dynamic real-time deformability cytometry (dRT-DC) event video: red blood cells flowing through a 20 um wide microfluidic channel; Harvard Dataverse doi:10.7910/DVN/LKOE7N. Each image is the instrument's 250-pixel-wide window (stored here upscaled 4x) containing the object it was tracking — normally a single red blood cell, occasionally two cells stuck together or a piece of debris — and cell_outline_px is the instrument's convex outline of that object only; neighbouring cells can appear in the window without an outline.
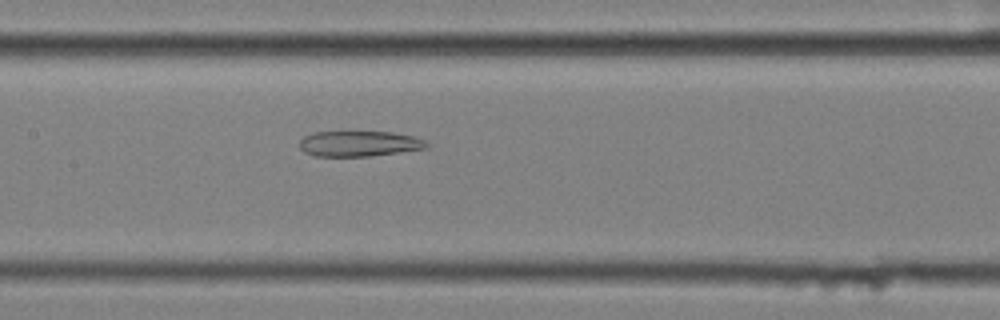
{"species": "common noctule bat (a hibernating species)", "species_latin": "Nyctalus noctula", "temperature_condition": "cold", "stored_images_in_passage": 57, "camera_frame_rate_fps": 3000, "um_per_image_px": 0.085, "animal": {"sex": "female", "body_mass_g": 25.1}, "frame": {"image": 1, "passage_image": 28, "time_ms": 9.0, "image_size_px": [1000, 320], "cell_outline_px": [[432, 144], [428, 148], [400, 152], [368, 156], [316, 156], [304, 152], [300, 148], [300, 140], [304, 136], [312, 132], [392, 132], [412, 136], [424, 140]], "centroid_in_image_um": [30.55, 12.21], "position_along_channel_um": 176.9, "area_um2": 18.9}}
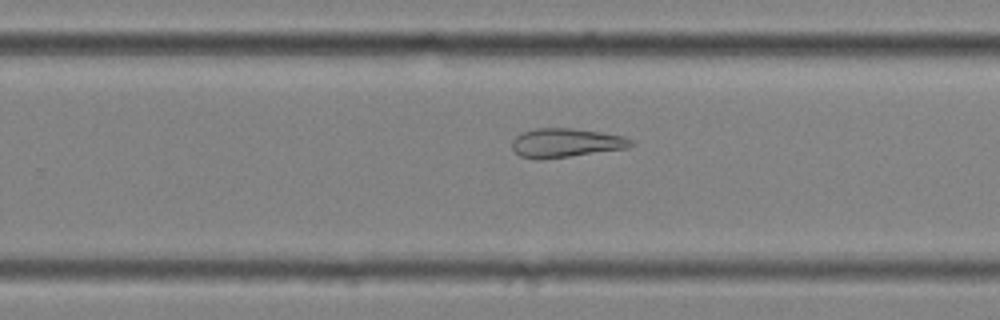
{"frame": {"image": 2, "passage_image": 37, "time_ms": 12.0, "image_size_px": [1000, 320], "cell_outline_px": [[636, 144], [628, 148], [540, 160], [520, 156], [512, 148], [512, 140], [516, 136], [524, 132], [536, 128], [572, 128], [600, 132], [624, 136], [632, 140]], "centroid_in_image_um": [48.11, 12.14], "position_along_channel_um": 281.7, "area_um2": 20.06}}
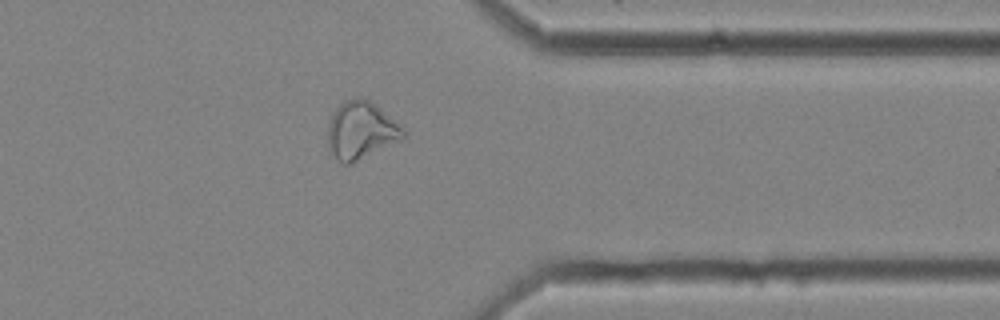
{"frame": {"image": 3, "passage_image": 46, "time_ms": 15.0, "image_size_px": [1000, 320], "cell_outline_px": [[408, 132], [404, 140], [348, 164], [344, 164], [328, 152], [328, 124], [336, 108], [344, 100], [356, 96], [368, 100], [376, 104], [400, 124]], "centroid_in_image_um": [30.72, 11.08], "position_along_channel_um": 380.7, "area_um2": 25.66}, "authors_computed_cell_mechanics": {"area_um2": 26.01, "velocity_mm_per_s": 3.5052, "shape_relaxation_time_tau1_ms": null, "shape_relaxation_time_tau2_ms": 8.7707, "deformation_change_tau1": null, "deformation_change_tau2": 0.2074}}